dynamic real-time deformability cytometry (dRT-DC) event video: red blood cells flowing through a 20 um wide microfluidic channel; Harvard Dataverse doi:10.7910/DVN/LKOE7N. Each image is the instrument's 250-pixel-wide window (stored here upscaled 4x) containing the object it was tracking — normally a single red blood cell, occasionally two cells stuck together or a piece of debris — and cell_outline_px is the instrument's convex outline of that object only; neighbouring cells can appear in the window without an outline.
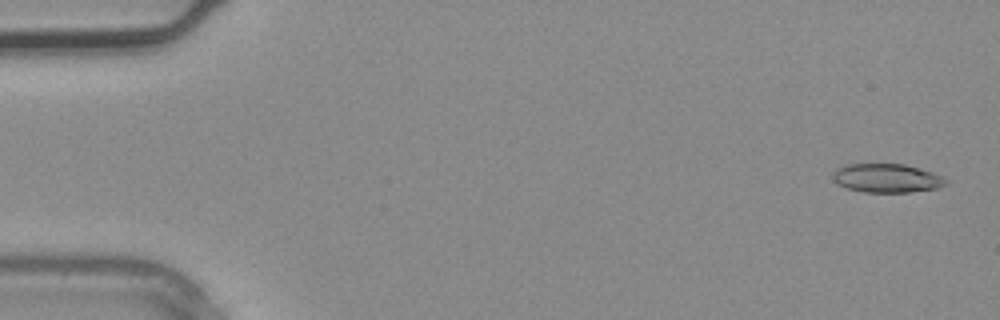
{"species": "common noctule bat (a hibernating species)", "species_latin": "Nyctalus noctula", "temperature_condition": "warm", "stored_images_in_passage": 3, "camera_frame_rate_fps": 3000, "um_per_image_px": 0.085, "animal": {"sex": "male", "body_mass_g": 20.4}, "frame": {"image": 1, "passage_image": 1, "time_ms": 0.0, "image_size_px": [1000, 320], "cell_outline_px": [[948, 184], [940, 188], [908, 192], [864, 192], [848, 188], [836, 184], [832, 180], [832, 172], [836, 168], [844, 164], [904, 164], [920, 168], [932, 172], [948, 180]], "centroid_in_image_um": [75.35, 15.14], "position_along_channel_um": 9.6, "area_um2": 19.19}}
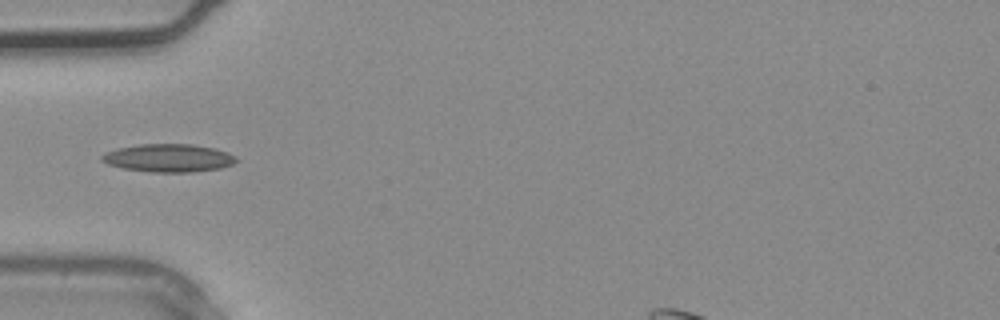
{"frame": {"image": 2, "passage_image": 3, "time_ms": 0.667, "image_size_px": [1000, 320], "cell_outline_px": [[240, 160], [232, 164], [220, 168], [192, 172], [152, 172], [124, 168], [108, 164], [100, 160], [100, 156], [108, 152], [120, 148], [140, 144], [192, 144], [216, 148], [228, 152], [236, 156]], "centroid_in_image_um": [14.38, 13.43], "position_along_channel_um": 70.6, "area_um2": 21.91}}